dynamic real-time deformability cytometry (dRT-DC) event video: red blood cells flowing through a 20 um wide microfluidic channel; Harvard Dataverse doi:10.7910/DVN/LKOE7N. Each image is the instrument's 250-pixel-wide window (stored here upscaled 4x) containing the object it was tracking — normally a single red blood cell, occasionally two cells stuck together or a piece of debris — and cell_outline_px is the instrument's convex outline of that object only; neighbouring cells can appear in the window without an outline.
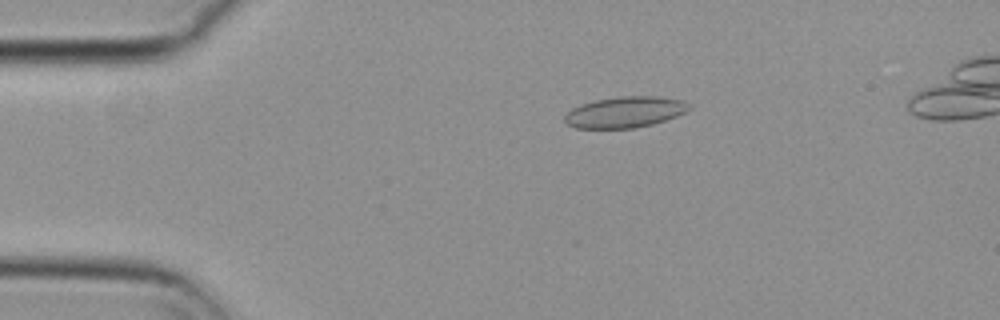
{"species": "common noctule bat (a hibernating species)", "species_latin": "Nyctalus noctula", "temperature_condition": "cold", "stored_images_in_passage": 48, "camera_frame_rate_fps": 3000, "um_per_image_px": 0.085, "animal": {"sex": "female", "body_mass_g": 29.2, "forearm_length_mm": 56.3}, "frame": {"image": 1, "passage_image": 5, "time_ms": 1.333, "image_size_px": [1000, 320], "cell_outline_px": [[692, 108], [676, 116], [652, 124], [632, 128], [576, 128], [568, 124], [564, 120], [564, 116], [572, 108], [580, 104], [596, 100], [620, 96], [656, 96], [680, 100], [688, 104]], "centroid_in_image_um": [53.09, 9.53], "position_along_channel_um": 31.9, "area_um2": 22.25}}
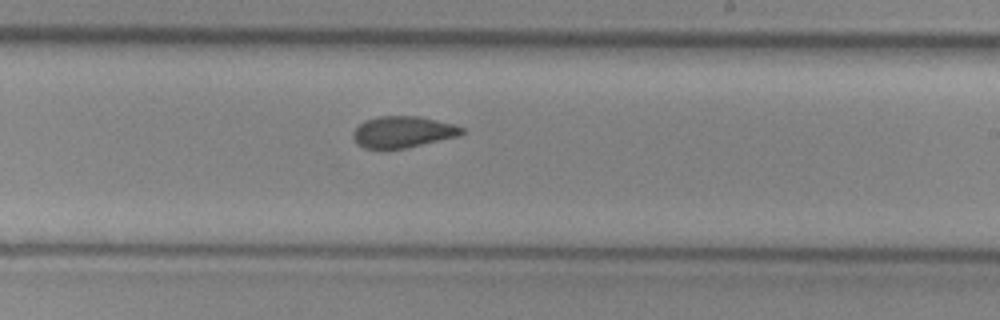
{"frame": {"image": 2, "passage_image": 27, "time_ms": 8.667, "image_size_px": [1000, 320], "cell_outline_px": [[464, 132], [460, 136], [408, 148], [364, 148], [356, 144], [352, 136], [352, 132], [364, 120], [376, 116], [416, 116], [456, 124], [464, 128]], "centroid_in_image_um": [34.25, 11.21], "position_along_channel_um": 254.7, "area_um2": 20.11}}
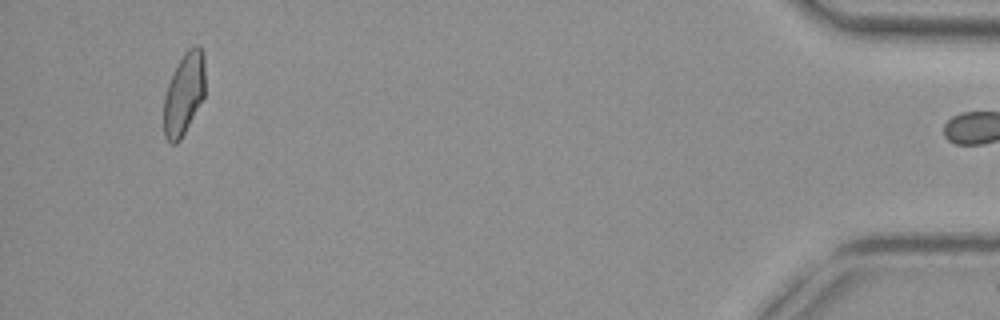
{"frame": {"image": 3, "passage_image": 47, "time_ms": 15.333, "image_size_px": [1000, 320], "cell_outline_px": [[204, 96], [180, 140], [176, 144], [172, 144], [164, 136], [164, 96], [168, 84], [176, 64], [184, 52], [188, 48], [196, 44], [200, 48], [204, 56]], "centroid_in_image_um": [15.62, 7.95], "position_along_channel_um": 419.6, "area_um2": 19.65}, "authors_computed_cell_mechanics": {"area_um2": 20.4901, "velocity_mm_per_s": 3.6868, "shape_relaxation_time_tau1_ms": null, "shape_relaxation_time_tau2_ms": 2.2921, "deformation_change_tau1": null, "deformation_change_tau2": 0.0589}}